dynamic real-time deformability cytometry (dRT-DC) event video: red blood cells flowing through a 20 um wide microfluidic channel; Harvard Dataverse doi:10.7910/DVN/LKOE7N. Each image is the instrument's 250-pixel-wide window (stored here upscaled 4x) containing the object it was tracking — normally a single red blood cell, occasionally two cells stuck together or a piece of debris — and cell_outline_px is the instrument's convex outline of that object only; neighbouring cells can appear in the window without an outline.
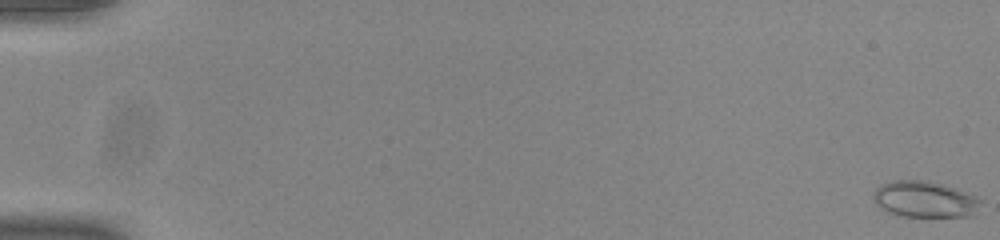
{"species": "common noctule bat (a hibernating species)", "species_latin": "Nyctalus noctula", "temperature_condition": "room temperature", "stored_images_in_passage": 55, "camera_frame_rate_fps": 3000, "um_per_image_px": 0.085, "animal": {"sex": "male", "body_mass_g": 20.0, "forearm_length_mm": 53.3}, "frame": {"image": 1, "passage_image": 1, "time_ms": 0.0, "image_size_px": [1000, 240], "cell_outline_px": [[980, 200], [972, 212], [968, 216], [900, 216], [888, 212], [880, 208], [876, 204], [872, 196], [876, 188], [880, 184], [892, 180], [924, 180], [940, 184], [976, 196]], "centroid_in_image_um": [78.47, 16.93], "position_along_channel_um": 6.5, "area_um2": 22.14}}
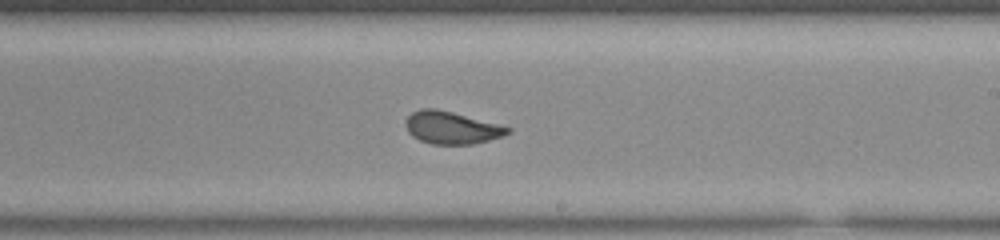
{"frame": {"image": 2, "passage_image": 34, "time_ms": 11.0, "image_size_px": [1000, 240], "cell_outline_px": [[512, 132], [504, 136], [472, 144], [432, 144], [420, 140], [412, 136], [408, 132], [404, 124], [404, 120], [412, 112], [420, 108], [436, 108], [452, 112], [512, 128]], "centroid_in_image_um": [38.35, 10.85], "position_along_channel_um": 250.6, "area_um2": 19.31}}
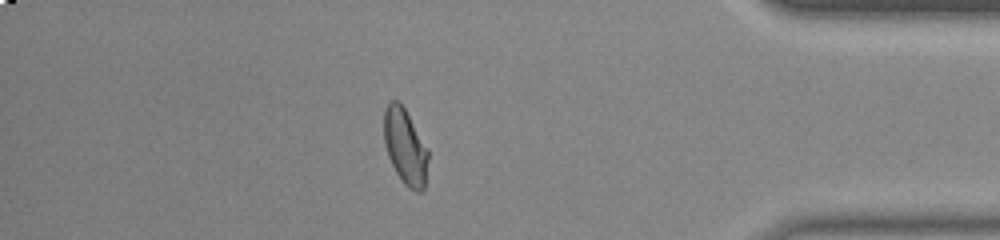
{"frame": {"image": 3, "passage_image": 48, "time_ms": 15.667, "image_size_px": [1000, 240], "cell_outline_px": [[428, 160], [424, 188], [420, 192], [416, 192], [408, 188], [404, 184], [396, 172], [388, 156], [384, 140], [384, 108], [392, 100], [400, 100], [428, 148]], "centroid_in_image_um": [34.44, 12.45], "position_along_channel_um": 400.8, "area_um2": 19.59}}